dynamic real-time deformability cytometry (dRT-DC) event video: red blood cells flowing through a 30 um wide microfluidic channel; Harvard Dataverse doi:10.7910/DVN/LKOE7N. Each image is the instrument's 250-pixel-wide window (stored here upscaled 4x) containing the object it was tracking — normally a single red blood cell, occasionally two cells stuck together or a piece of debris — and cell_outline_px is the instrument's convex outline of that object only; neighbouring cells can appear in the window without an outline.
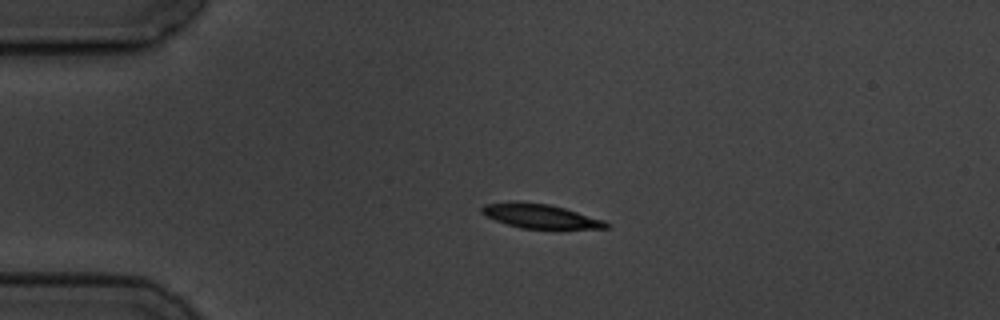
{"species": "common noctule bat (a hibernating species)", "species_latin": "Nyctalus noctula", "temperature_condition": "cold", "stored_images_in_passage": 4, "camera_frame_rate_fps": 3000, "um_per_image_px": 0.085, "animal": {"sex": "male", "body_mass_g": 19.5, "forearm_length_mm": 54.6}, "frame": {"image": 1, "passage_image": 3, "time_ms": 3.0, "image_size_px": [1000, 320], "cell_outline_px": [[612, 224], [608, 228], [520, 228], [496, 220], [480, 212], [480, 208], [484, 204], [516, 200], [548, 204], [564, 208], [604, 220]], "centroid_in_image_um": [45.89, 18.35], "position_along_channel_um": 39.1, "area_um2": 17.46}}
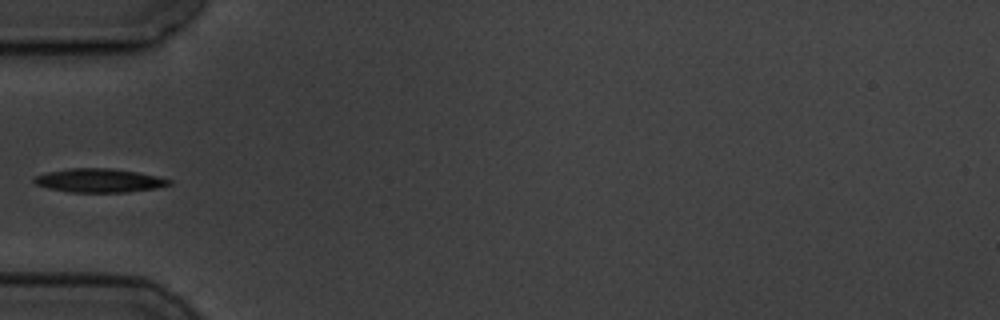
{"frame": {"image": 2, "passage_image": 4, "time_ms": 5.0, "image_size_px": [1000, 320], "cell_outline_px": [[172, 184], [156, 188], [124, 192], [68, 192], [48, 188], [36, 184], [32, 180], [32, 176], [48, 172], [72, 168], [112, 168], [136, 172], [156, 176], [172, 180]], "centroid_in_image_um": [8.4, 15.34], "position_along_channel_um": 76.6, "area_um2": 18.61}}